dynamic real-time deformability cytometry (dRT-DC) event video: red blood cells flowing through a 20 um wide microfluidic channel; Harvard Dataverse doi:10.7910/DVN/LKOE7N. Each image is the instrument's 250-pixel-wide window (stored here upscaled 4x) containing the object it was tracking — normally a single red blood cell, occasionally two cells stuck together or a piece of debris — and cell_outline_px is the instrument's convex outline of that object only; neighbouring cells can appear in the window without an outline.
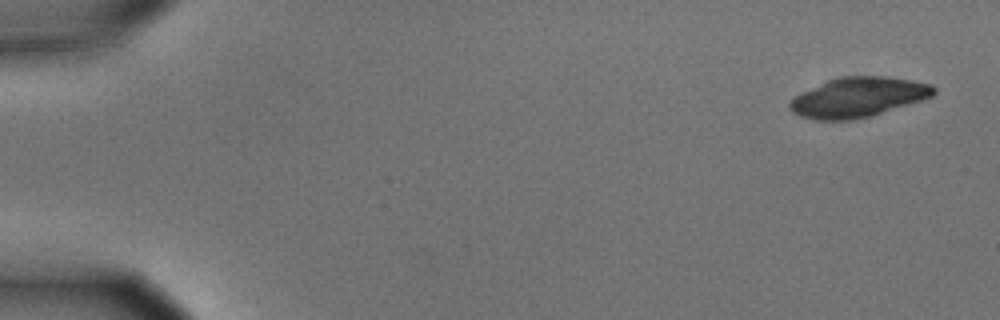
{"species": "common noctule bat (a hibernating species)", "species_latin": "Nyctalus noctula", "temperature_condition": "cold", "stored_images_in_passage": 5, "camera_frame_rate_fps": 3000, "um_per_image_px": 0.085, "animal": {"sex": "male", "body_mass_g": 15.6}, "frame": {"image": 1, "passage_image": 1, "time_ms": 0.0, "image_size_px": [1000, 320], "cell_outline_px": [[936, 92], [932, 96], [908, 104], [868, 116], [852, 120], [816, 120], [800, 116], [792, 112], [788, 108], [788, 104], [792, 96], [828, 80], [840, 76], [884, 76], [932, 84], [936, 88]], "centroid_in_image_um": [72.88, 8.26], "position_along_channel_um": 12.1, "area_um2": 33.18}}